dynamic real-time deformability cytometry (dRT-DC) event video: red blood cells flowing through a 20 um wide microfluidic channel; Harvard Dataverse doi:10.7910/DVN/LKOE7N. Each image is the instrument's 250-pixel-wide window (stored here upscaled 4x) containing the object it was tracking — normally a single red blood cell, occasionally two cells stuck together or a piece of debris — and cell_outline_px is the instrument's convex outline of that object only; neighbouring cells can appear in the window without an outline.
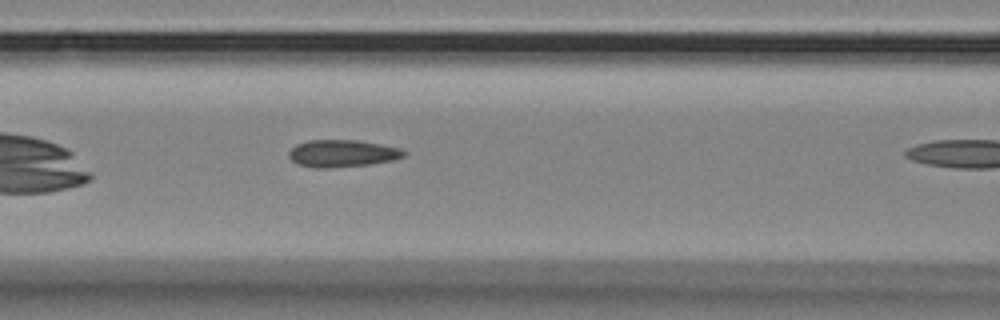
{"species": "Egyptian fruit bat (a non-hibernating species)", "species_latin": "Rousettus aegyptiacus", "temperature_condition": "room temperature", "stored_images_in_passage": 11, "camera_frame_rate_fps": 3000, "um_per_image_px": 0.085, "animal": {"sex": "female"}, "frame": {"image": 1, "passage_image": 10, "time_ms": 3.0, "image_size_px": [1000, 320], "cell_outline_px": [[408, 152], [404, 156], [392, 160], [368, 164], [328, 168], [312, 168], [296, 164], [288, 156], [288, 152], [296, 144], [308, 140], [356, 140], [400, 148]], "centroid_in_image_um": [29.05, 13.04], "position_along_channel_um": 137.6, "area_um2": 18.21}}